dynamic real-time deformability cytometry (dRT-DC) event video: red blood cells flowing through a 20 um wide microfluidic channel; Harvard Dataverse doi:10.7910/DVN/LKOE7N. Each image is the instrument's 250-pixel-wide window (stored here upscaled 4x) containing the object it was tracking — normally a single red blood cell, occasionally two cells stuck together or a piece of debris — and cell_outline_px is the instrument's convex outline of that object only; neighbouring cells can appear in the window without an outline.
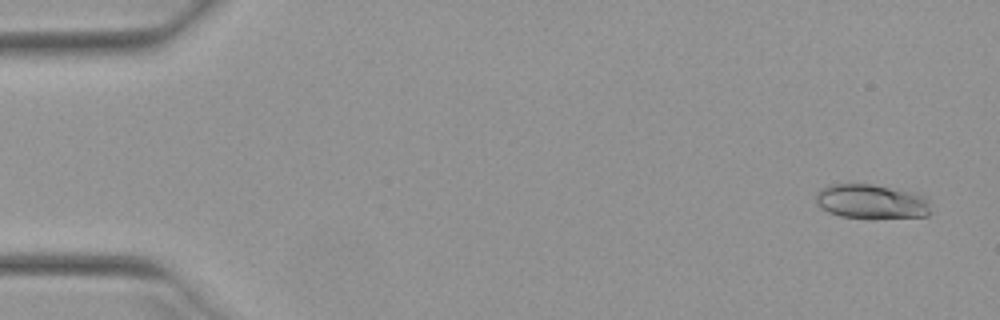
{"species": "Egyptian fruit bat (a non-hibernating species)", "species_latin": "Rousettus aegyptiacus", "temperature_condition": "warm", "stored_images_in_passage": 52, "camera_frame_rate_fps": 3000, "um_per_image_px": 0.085, "animal": {"sex": "female"}, "frame": {"image": 1, "passage_image": 3, "time_ms": 0.667, "image_size_px": [1000, 320], "cell_outline_px": [[928, 216], [872, 220], [868, 220], [840, 216], [828, 212], [820, 208], [816, 204], [816, 192], [820, 188], [828, 184], [872, 184], [920, 192], [928, 196]], "centroid_in_image_um": [74.08, 17.15], "position_along_channel_um": 10.9, "area_um2": 24.16}}
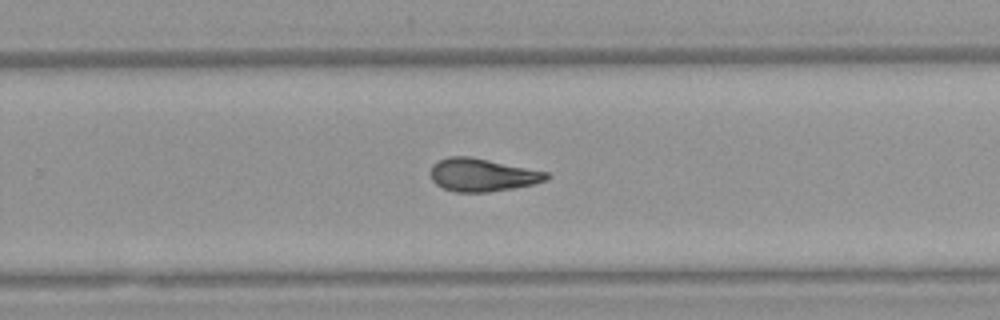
{"frame": {"image": 2, "passage_image": 34, "time_ms": 11.0, "image_size_px": [1000, 320], "cell_outline_px": [[552, 176], [548, 180], [536, 184], [488, 192], [456, 192], [444, 188], [436, 184], [432, 180], [432, 164], [448, 156], [468, 156], [548, 172]], "centroid_in_image_um": [41.04, 14.87], "position_along_channel_um": 288.8, "area_um2": 22.14}}
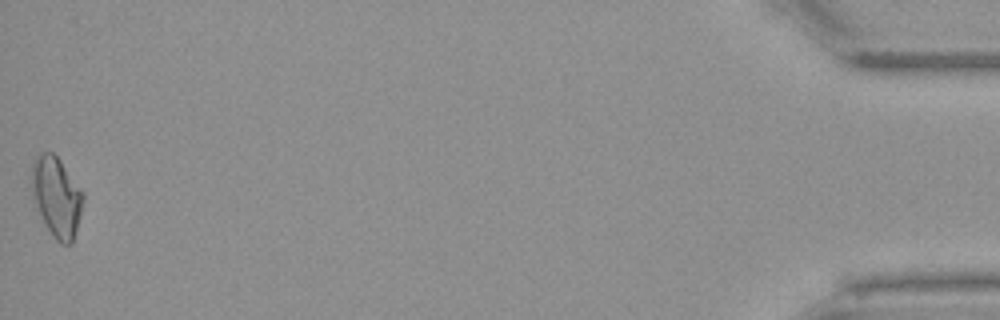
{"frame": {"image": 3, "passage_image": 52, "time_ms": 17.0, "image_size_px": [1000, 320], "cell_outline_px": [[84, 200], [80, 216], [72, 244], [60, 244], [56, 240], [48, 228], [32, 200], [28, 176], [32, 164], [36, 156], [40, 152], [52, 152], [60, 160], [84, 192]], "centroid_in_image_um": [4.77, 16.69], "position_along_channel_um": 430.4, "area_um2": 24.45}, "authors_computed_cell_mechanics": {"area_um2": 22.2819, "velocity_mm_per_s": 3.9742, "shape_relaxation_time_tau1_ms": null, "shape_relaxation_time_tau2_ms": 4.1428, "deformation_change_tau1": null, "deformation_change_tau2": 0.1241}}